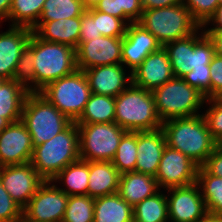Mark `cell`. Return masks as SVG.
<instances>
[{
    "instance_id": "cell-1",
    "label": "cell",
    "mask_w": 222,
    "mask_h": 222,
    "mask_svg": "<svg viewBox=\"0 0 222 222\" xmlns=\"http://www.w3.org/2000/svg\"><path fill=\"white\" fill-rule=\"evenodd\" d=\"M161 129L166 145L182 152L199 167L219 145L212 137L203 114L167 120Z\"/></svg>"
},
{
    "instance_id": "cell-2",
    "label": "cell",
    "mask_w": 222,
    "mask_h": 222,
    "mask_svg": "<svg viewBox=\"0 0 222 222\" xmlns=\"http://www.w3.org/2000/svg\"><path fill=\"white\" fill-rule=\"evenodd\" d=\"M114 122L130 132L154 131L162 127L152 91L131 83L115 97Z\"/></svg>"
},
{
    "instance_id": "cell-3",
    "label": "cell",
    "mask_w": 222,
    "mask_h": 222,
    "mask_svg": "<svg viewBox=\"0 0 222 222\" xmlns=\"http://www.w3.org/2000/svg\"><path fill=\"white\" fill-rule=\"evenodd\" d=\"M79 159V129L72 121L49 141L34 147L30 163L45 181H49Z\"/></svg>"
},
{
    "instance_id": "cell-4",
    "label": "cell",
    "mask_w": 222,
    "mask_h": 222,
    "mask_svg": "<svg viewBox=\"0 0 222 222\" xmlns=\"http://www.w3.org/2000/svg\"><path fill=\"white\" fill-rule=\"evenodd\" d=\"M34 92L77 70L76 49L62 43L47 42L34 33Z\"/></svg>"
},
{
    "instance_id": "cell-5",
    "label": "cell",
    "mask_w": 222,
    "mask_h": 222,
    "mask_svg": "<svg viewBox=\"0 0 222 222\" xmlns=\"http://www.w3.org/2000/svg\"><path fill=\"white\" fill-rule=\"evenodd\" d=\"M156 111L162 122L203 113L206 101L198 89L174 77L152 91Z\"/></svg>"
},
{
    "instance_id": "cell-6",
    "label": "cell",
    "mask_w": 222,
    "mask_h": 222,
    "mask_svg": "<svg viewBox=\"0 0 222 222\" xmlns=\"http://www.w3.org/2000/svg\"><path fill=\"white\" fill-rule=\"evenodd\" d=\"M163 47L165 44L194 34L201 26L183 4L143 10L138 21Z\"/></svg>"
},
{
    "instance_id": "cell-7",
    "label": "cell",
    "mask_w": 222,
    "mask_h": 222,
    "mask_svg": "<svg viewBox=\"0 0 222 222\" xmlns=\"http://www.w3.org/2000/svg\"><path fill=\"white\" fill-rule=\"evenodd\" d=\"M21 121L30 133L33 147L49 141L72 122L39 92L26 97Z\"/></svg>"
},
{
    "instance_id": "cell-8",
    "label": "cell",
    "mask_w": 222,
    "mask_h": 222,
    "mask_svg": "<svg viewBox=\"0 0 222 222\" xmlns=\"http://www.w3.org/2000/svg\"><path fill=\"white\" fill-rule=\"evenodd\" d=\"M175 77L182 78L192 69H206L215 56V47L200 27L194 34L165 44Z\"/></svg>"
},
{
    "instance_id": "cell-9",
    "label": "cell",
    "mask_w": 222,
    "mask_h": 222,
    "mask_svg": "<svg viewBox=\"0 0 222 222\" xmlns=\"http://www.w3.org/2000/svg\"><path fill=\"white\" fill-rule=\"evenodd\" d=\"M39 93L71 121H76L84 111L91 90L84 71L77 69L49 83Z\"/></svg>"
},
{
    "instance_id": "cell-10",
    "label": "cell",
    "mask_w": 222,
    "mask_h": 222,
    "mask_svg": "<svg viewBox=\"0 0 222 222\" xmlns=\"http://www.w3.org/2000/svg\"><path fill=\"white\" fill-rule=\"evenodd\" d=\"M79 129V154L85 161H112L121 138L127 132L115 122L76 123Z\"/></svg>"
},
{
    "instance_id": "cell-11",
    "label": "cell",
    "mask_w": 222,
    "mask_h": 222,
    "mask_svg": "<svg viewBox=\"0 0 222 222\" xmlns=\"http://www.w3.org/2000/svg\"><path fill=\"white\" fill-rule=\"evenodd\" d=\"M68 195L52 180L44 181L23 208V216L35 222H62Z\"/></svg>"
},
{
    "instance_id": "cell-12",
    "label": "cell",
    "mask_w": 222,
    "mask_h": 222,
    "mask_svg": "<svg viewBox=\"0 0 222 222\" xmlns=\"http://www.w3.org/2000/svg\"><path fill=\"white\" fill-rule=\"evenodd\" d=\"M198 168L185 154L166 145L155 179L162 190L189 186L197 182Z\"/></svg>"
},
{
    "instance_id": "cell-13",
    "label": "cell",
    "mask_w": 222,
    "mask_h": 222,
    "mask_svg": "<svg viewBox=\"0 0 222 222\" xmlns=\"http://www.w3.org/2000/svg\"><path fill=\"white\" fill-rule=\"evenodd\" d=\"M165 191L169 222H200L208 214L197 183L185 187H172Z\"/></svg>"
},
{
    "instance_id": "cell-14",
    "label": "cell",
    "mask_w": 222,
    "mask_h": 222,
    "mask_svg": "<svg viewBox=\"0 0 222 222\" xmlns=\"http://www.w3.org/2000/svg\"><path fill=\"white\" fill-rule=\"evenodd\" d=\"M0 181L12 199L24 208L45 181L31 163L0 167Z\"/></svg>"
},
{
    "instance_id": "cell-15",
    "label": "cell",
    "mask_w": 222,
    "mask_h": 222,
    "mask_svg": "<svg viewBox=\"0 0 222 222\" xmlns=\"http://www.w3.org/2000/svg\"><path fill=\"white\" fill-rule=\"evenodd\" d=\"M122 38L101 36L86 42H79L76 48L78 70L96 66L122 64Z\"/></svg>"
},
{
    "instance_id": "cell-16",
    "label": "cell",
    "mask_w": 222,
    "mask_h": 222,
    "mask_svg": "<svg viewBox=\"0 0 222 222\" xmlns=\"http://www.w3.org/2000/svg\"><path fill=\"white\" fill-rule=\"evenodd\" d=\"M33 149L24 123L21 120L10 123L0 133V167L30 163Z\"/></svg>"
},
{
    "instance_id": "cell-17",
    "label": "cell",
    "mask_w": 222,
    "mask_h": 222,
    "mask_svg": "<svg viewBox=\"0 0 222 222\" xmlns=\"http://www.w3.org/2000/svg\"><path fill=\"white\" fill-rule=\"evenodd\" d=\"M161 47L147 29L138 22H132L122 38V64L132 73L150 53Z\"/></svg>"
},
{
    "instance_id": "cell-18",
    "label": "cell",
    "mask_w": 222,
    "mask_h": 222,
    "mask_svg": "<svg viewBox=\"0 0 222 222\" xmlns=\"http://www.w3.org/2000/svg\"><path fill=\"white\" fill-rule=\"evenodd\" d=\"M0 24V77L12 80L22 51L32 36V29L24 26H9L4 31Z\"/></svg>"
},
{
    "instance_id": "cell-19",
    "label": "cell",
    "mask_w": 222,
    "mask_h": 222,
    "mask_svg": "<svg viewBox=\"0 0 222 222\" xmlns=\"http://www.w3.org/2000/svg\"><path fill=\"white\" fill-rule=\"evenodd\" d=\"M84 73L91 93L117 97L132 83V73L123 64L96 66Z\"/></svg>"
},
{
    "instance_id": "cell-20",
    "label": "cell",
    "mask_w": 222,
    "mask_h": 222,
    "mask_svg": "<svg viewBox=\"0 0 222 222\" xmlns=\"http://www.w3.org/2000/svg\"><path fill=\"white\" fill-rule=\"evenodd\" d=\"M172 66L164 47L150 53L132 72V83L148 91L165 84L174 78Z\"/></svg>"
},
{
    "instance_id": "cell-21",
    "label": "cell",
    "mask_w": 222,
    "mask_h": 222,
    "mask_svg": "<svg viewBox=\"0 0 222 222\" xmlns=\"http://www.w3.org/2000/svg\"><path fill=\"white\" fill-rule=\"evenodd\" d=\"M166 147V137L160 128L137 132V162L135 172L156 176L161 156Z\"/></svg>"
},
{
    "instance_id": "cell-22",
    "label": "cell",
    "mask_w": 222,
    "mask_h": 222,
    "mask_svg": "<svg viewBox=\"0 0 222 222\" xmlns=\"http://www.w3.org/2000/svg\"><path fill=\"white\" fill-rule=\"evenodd\" d=\"M81 27V17L65 18L54 21H38L32 31L42 40L67 44L77 48Z\"/></svg>"
},
{
    "instance_id": "cell-23",
    "label": "cell",
    "mask_w": 222,
    "mask_h": 222,
    "mask_svg": "<svg viewBox=\"0 0 222 222\" xmlns=\"http://www.w3.org/2000/svg\"><path fill=\"white\" fill-rule=\"evenodd\" d=\"M160 190L157 180L151 175L132 171L120 176L118 194L132 207Z\"/></svg>"
},
{
    "instance_id": "cell-24",
    "label": "cell",
    "mask_w": 222,
    "mask_h": 222,
    "mask_svg": "<svg viewBox=\"0 0 222 222\" xmlns=\"http://www.w3.org/2000/svg\"><path fill=\"white\" fill-rule=\"evenodd\" d=\"M120 176L111 161H89L88 195L98 198L118 193Z\"/></svg>"
},
{
    "instance_id": "cell-25",
    "label": "cell",
    "mask_w": 222,
    "mask_h": 222,
    "mask_svg": "<svg viewBox=\"0 0 222 222\" xmlns=\"http://www.w3.org/2000/svg\"><path fill=\"white\" fill-rule=\"evenodd\" d=\"M89 161L79 159L60 171L52 182L65 194L88 195Z\"/></svg>"
},
{
    "instance_id": "cell-26",
    "label": "cell",
    "mask_w": 222,
    "mask_h": 222,
    "mask_svg": "<svg viewBox=\"0 0 222 222\" xmlns=\"http://www.w3.org/2000/svg\"><path fill=\"white\" fill-rule=\"evenodd\" d=\"M94 222H133V207L118 193L95 198Z\"/></svg>"
},
{
    "instance_id": "cell-27",
    "label": "cell",
    "mask_w": 222,
    "mask_h": 222,
    "mask_svg": "<svg viewBox=\"0 0 222 222\" xmlns=\"http://www.w3.org/2000/svg\"><path fill=\"white\" fill-rule=\"evenodd\" d=\"M29 92L13 79L0 86V115L9 123L21 120L24 102Z\"/></svg>"
},
{
    "instance_id": "cell-28",
    "label": "cell",
    "mask_w": 222,
    "mask_h": 222,
    "mask_svg": "<svg viewBox=\"0 0 222 222\" xmlns=\"http://www.w3.org/2000/svg\"><path fill=\"white\" fill-rule=\"evenodd\" d=\"M115 119V97L91 93L84 111L75 123H110Z\"/></svg>"
},
{
    "instance_id": "cell-29",
    "label": "cell",
    "mask_w": 222,
    "mask_h": 222,
    "mask_svg": "<svg viewBox=\"0 0 222 222\" xmlns=\"http://www.w3.org/2000/svg\"><path fill=\"white\" fill-rule=\"evenodd\" d=\"M133 222H169L166 191L161 189L134 206Z\"/></svg>"
},
{
    "instance_id": "cell-30",
    "label": "cell",
    "mask_w": 222,
    "mask_h": 222,
    "mask_svg": "<svg viewBox=\"0 0 222 222\" xmlns=\"http://www.w3.org/2000/svg\"><path fill=\"white\" fill-rule=\"evenodd\" d=\"M196 183L200 187L207 212L212 215H222V178L209 174L200 166Z\"/></svg>"
},
{
    "instance_id": "cell-31",
    "label": "cell",
    "mask_w": 222,
    "mask_h": 222,
    "mask_svg": "<svg viewBox=\"0 0 222 222\" xmlns=\"http://www.w3.org/2000/svg\"><path fill=\"white\" fill-rule=\"evenodd\" d=\"M45 0H12L9 26L33 28L41 17Z\"/></svg>"
},
{
    "instance_id": "cell-32",
    "label": "cell",
    "mask_w": 222,
    "mask_h": 222,
    "mask_svg": "<svg viewBox=\"0 0 222 222\" xmlns=\"http://www.w3.org/2000/svg\"><path fill=\"white\" fill-rule=\"evenodd\" d=\"M85 10L81 0H45L39 21L81 17Z\"/></svg>"
},
{
    "instance_id": "cell-33",
    "label": "cell",
    "mask_w": 222,
    "mask_h": 222,
    "mask_svg": "<svg viewBox=\"0 0 222 222\" xmlns=\"http://www.w3.org/2000/svg\"><path fill=\"white\" fill-rule=\"evenodd\" d=\"M137 154V132L127 131L121 138L111 162L120 174L132 172L135 171Z\"/></svg>"
},
{
    "instance_id": "cell-34",
    "label": "cell",
    "mask_w": 222,
    "mask_h": 222,
    "mask_svg": "<svg viewBox=\"0 0 222 222\" xmlns=\"http://www.w3.org/2000/svg\"><path fill=\"white\" fill-rule=\"evenodd\" d=\"M34 32L27 47L22 51L17 62L13 80L25 88L29 93H34Z\"/></svg>"
},
{
    "instance_id": "cell-35",
    "label": "cell",
    "mask_w": 222,
    "mask_h": 222,
    "mask_svg": "<svg viewBox=\"0 0 222 222\" xmlns=\"http://www.w3.org/2000/svg\"><path fill=\"white\" fill-rule=\"evenodd\" d=\"M94 201L89 195L68 196L62 222H94Z\"/></svg>"
},
{
    "instance_id": "cell-36",
    "label": "cell",
    "mask_w": 222,
    "mask_h": 222,
    "mask_svg": "<svg viewBox=\"0 0 222 222\" xmlns=\"http://www.w3.org/2000/svg\"><path fill=\"white\" fill-rule=\"evenodd\" d=\"M96 21L97 34L102 36L123 38L128 24L120 18L89 8L85 10Z\"/></svg>"
},
{
    "instance_id": "cell-37",
    "label": "cell",
    "mask_w": 222,
    "mask_h": 222,
    "mask_svg": "<svg viewBox=\"0 0 222 222\" xmlns=\"http://www.w3.org/2000/svg\"><path fill=\"white\" fill-rule=\"evenodd\" d=\"M202 114L212 137L220 143L222 140V98L206 99Z\"/></svg>"
},
{
    "instance_id": "cell-38",
    "label": "cell",
    "mask_w": 222,
    "mask_h": 222,
    "mask_svg": "<svg viewBox=\"0 0 222 222\" xmlns=\"http://www.w3.org/2000/svg\"><path fill=\"white\" fill-rule=\"evenodd\" d=\"M22 217L23 208L12 199L0 181V222H19Z\"/></svg>"
},
{
    "instance_id": "cell-39",
    "label": "cell",
    "mask_w": 222,
    "mask_h": 222,
    "mask_svg": "<svg viewBox=\"0 0 222 222\" xmlns=\"http://www.w3.org/2000/svg\"><path fill=\"white\" fill-rule=\"evenodd\" d=\"M182 3L188 8L192 18L200 26L208 20L219 5L218 0H183Z\"/></svg>"
},
{
    "instance_id": "cell-40",
    "label": "cell",
    "mask_w": 222,
    "mask_h": 222,
    "mask_svg": "<svg viewBox=\"0 0 222 222\" xmlns=\"http://www.w3.org/2000/svg\"><path fill=\"white\" fill-rule=\"evenodd\" d=\"M182 79L190 86L198 89L206 99H211V79L210 67L206 69H192L191 72L185 74Z\"/></svg>"
},
{
    "instance_id": "cell-41",
    "label": "cell",
    "mask_w": 222,
    "mask_h": 222,
    "mask_svg": "<svg viewBox=\"0 0 222 222\" xmlns=\"http://www.w3.org/2000/svg\"><path fill=\"white\" fill-rule=\"evenodd\" d=\"M211 99L222 98V56L213 57L210 65Z\"/></svg>"
},
{
    "instance_id": "cell-42",
    "label": "cell",
    "mask_w": 222,
    "mask_h": 222,
    "mask_svg": "<svg viewBox=\"0 0 222 222\" xmlns=\"http://www.w3.org/2000/svg\"><path fill=\"white\" fill-rule=\"evenodd\" d=\"M95 10L107 13L111 16L123 19L128 25L133 21L123 12V9L120 8L119 0H101L95 7Z\"/></svg>"
},
{
    "instance_id": "cell-43",
    "label": "cell",
    "mask_w": 222,
    "mask_h": 222,
    "mask_svg": "<svg viewBox=\"0 0 222 222\" xmlns=\"http://www.w3.org/2000/svg\"><path fill=\"white\" fill-rule=\"evenodd\" d=\"M97 34L96 21L85 11L81 16L79 42H86L101 37Z\"/></svg>"
},
{
    "instance_id": "cell-44",
    "label": "cell",
    "mask_w": 222,
    "mask_h": 222,
    "mask_svg": "<svg viewBox=\"0 0 222 222\" xmlns=\"http://www.w3.org/2000/svg\"><path fill=\"white\" fill-rule=\"evenodd\" d=\"M202 167L211 175L222 178V147L217 146Z\"/></svg>"
},
{
    "instance_id": "cell-45",
    "label": "cell",
    "mask_w": 222,
    "mask_h": 222,
    "mask_svg": "<svg viewBox=\"0 0 222 222\" xmlns=\"http://www.w3.org/2000/svg\"><path fill=\"white\" fill-rule=\"evenodd\" d=\"M120 8L133 21L138 22L141 19L143 7L140 0H119Z\"/></svg>"
},
{
    "instance_id": "cell-46",
    "label": "cell",
    "mask_w": 222,
    "mask_h": 222,
    "mask_svg": "<svg viewBox=\"0 0 222 222\" xmlns=\"http://www.w3.org/2000/svg\"><path fill=\"white\" fill-rule=\"evenodd\" d=\"M203 31L222 30V4L216 7L215 12L201 26Z\"/></svg>"
},
{
    "instance_id": "cell-47",
    "label": "cell",
    "mask_w": 222,
    "mask_h": 222,
    "mask_svg": "<svg viewBox=\"0 0 222 222\" xmlns=\"http://www.w3.org/2000/svg\"><path fill=\"white\" fill-rule=\"evenodd\" d=\"M143 10L159 9L180 4L183 0H140Z\"/></svg>"
},
{
    "instance_id": "cell-48",
    "label": "cell",
    "mask_w": 222,
    "mask_h": 222,
    "mask_svg": "<svg viewBox=\"0 0 222 222\" xmlns=\"http://www.w3.org/2000/svg\"><path fill=\"white\" fill-rule=\"evenodd\" d=\"M203 32L212 40L215 47V54L222 56V30Z\"/></svg>"
},
{
    "instance_id": "cell-49",
    "label": "cell",
    "mask_w": 222,
    "mask_h": 222,
    "mask_svg": "<svg viewBox=\"0 0 222 222\" xmlns=\"http://www.w3.org/2000/svg\"><path fill=\"white\" fill-rule=\"evenodd\" d=\"M12 0H0V24L9 25V11ZM7 22V23H5ZM5 23V24H4Z\"/></svg>"
},
{
    "instance_id": "cell-50",
    "label": "cell",
    "mask_w": 222,
    "mask_h": 222,
    "mask_svg": "<svg viewBox=\"0 0 222 222\" xmlns=\"http://www.w3.org/2000/svg\"><path fill=\"white\" fill-rule=\"evenodd\" d=\"M200 222H222V215L207 214Z\"/></svg>"
},
{
    "instance_id": "cell-51",
    "label": "cell",
    "mask_w": 222,
    "mask_h": 222,
    "mask_svg": "<svg viewBox=\"0 0 222 222\" xmlns=\"http://www.w3.org/2000/svg\"><path fill=\"white\" fill-rule=\"evenodd\" d=\"M99 1L101 0H81L85 9L94 8Z\"/></svg>"
},
{
    "instance_id": "cell-52",
    "label": "cell",
    "mask_w": 222,
    "mask_h": 222,
    "mask_svg": "<svg viewBox=\"0 0 222 222\" xmlns=\"http://www.w3.org/2000/svg\"><path fill=\"white\" fill-rule=\"evenodd\" d=\"M10 123L0 115V133L9 125Z\"/></svg>"
},
{
    "instance_id": "cell-53",
    "label": "cell",
    "mask_w": 222,
    "mask_h": 222,
    "mask_svg": "<svg viewBox=\"0 0 222 222\" xmlns=\"http://www.w3.org/2000/svg\"><path fill=\"white\" fill-rule=\"evenodd\" d=\"M19 222H35V221L28 220L23 216Z\"/></svg>"
},
{
    "instance_id": "cell-54",
    "label": "cell",
    "mask_w": 222,
    "mask_h": 222,
    "mask_svg": "<svg viewBox=\"0 0 222 222\" xmlns=\"http://www.w3.org/2000/svg\"><path fill=\"white\" fill-rule=\"evenodd\" d=\"M6 80L2 77H0V86L5 82Z\"/></svg>"
}]
</instances>
